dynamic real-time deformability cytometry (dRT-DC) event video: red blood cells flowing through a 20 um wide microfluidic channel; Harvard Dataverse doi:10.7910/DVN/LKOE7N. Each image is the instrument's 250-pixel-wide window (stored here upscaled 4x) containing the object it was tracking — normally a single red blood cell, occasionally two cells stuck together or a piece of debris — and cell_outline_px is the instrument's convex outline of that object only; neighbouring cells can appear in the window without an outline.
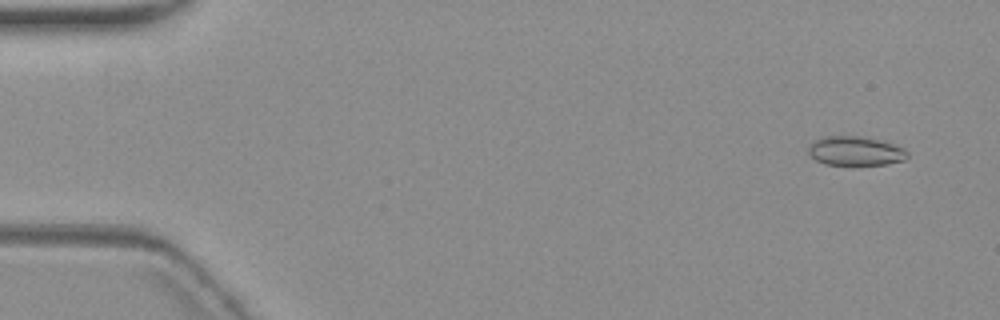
{"species": "common noctule bat (a hibernating species)", "species_latin": "Nyctalus noctula", "temperature_condition": "warm", "stored_images_in_passage": 6, "camera_frame_rate_fps": 3000, "um_per_image_px": 0.085, "animal": {"sex": "female", "body_mass_g": 19.3, "forearm_length_mm": 54.1}, "frame": {"image": 1, "passage_image": 1, "time_ms": 0.0, "image_size_px": [1000, 320], "cell_outline_px": [[908, 156], [904, 160], [888, 164], [856, 168], [824, 164], [808, 156], [808, 148], [820, 136], [860, 136], [880, 140], [892, 144], [908, 152]], "centroid_in_image_um": [72.67, 12.89], "position_along_channel_um": 12.3, "area_um2": 17.57}}
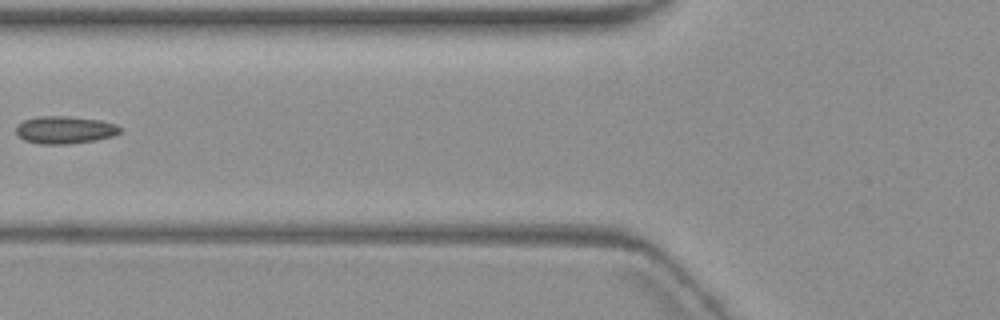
{"frame": {"image": 2, "passage_image": 5, "time_ms": 6.667, "image_size_px": [1000, 320], "cell_outline_px": [[120, 132], [112, 136], [96, 140], [68, 144], [40, 144], [24, 140], [16, 132], [16, 128], [24, 120], [40, 116], [68, 116], [100, 120], [116, 124], [120, 128]], "centroid_in_image_um": [5.52, 11.04], "position_along_channel_um": 120.3, "area_um2": 16.53}}
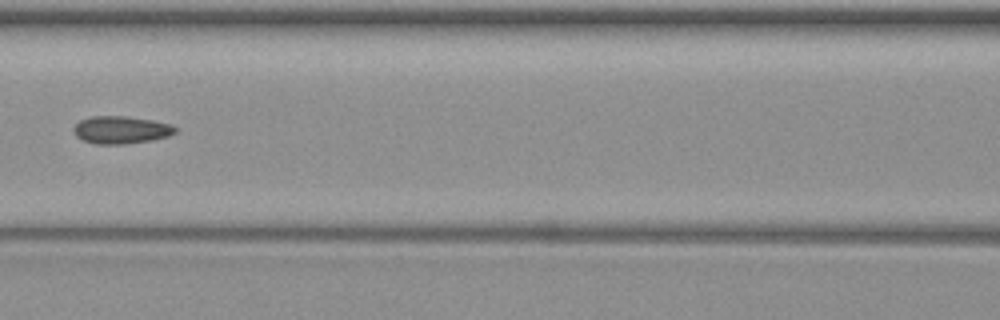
{"frame": {"image": 3, "passage_image": 6, "time_ms": 7.667, "image_size_px": [1000, 320], "cell_outline_px": [[176, 132], [168, 136], [152, 140], [128, 144], [96, 144], [84, 140], [76, 136], [72, 128], [80, 120], [92, 116], [124, 116], [152, 120], [168, 124], [176, 128]], "centroid_in_image_um": [10.26, 11.04], "position_along_channel_um": 156.3, "area_um2": 16.24}}